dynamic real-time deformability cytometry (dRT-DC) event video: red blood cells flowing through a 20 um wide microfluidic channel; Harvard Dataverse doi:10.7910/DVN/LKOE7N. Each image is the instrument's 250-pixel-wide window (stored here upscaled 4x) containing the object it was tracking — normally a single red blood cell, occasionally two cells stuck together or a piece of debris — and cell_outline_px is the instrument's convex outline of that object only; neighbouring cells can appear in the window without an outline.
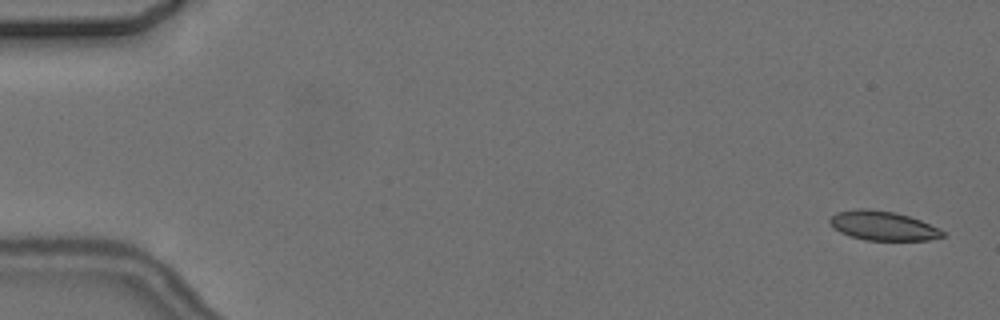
{"species": "common noctule bat (a hibernating species)", "species_latin": "Nyctalus noctula", "temperature_condition": "cold", "stored_images_in_passage": 7, "camera_frame_rate_fps": 3000, "um_per_image_px": 0.085, "animal": {"sex": "female", "body_mass_g": 24.6, "forearm_length_mm": 56.2}, "frame": {"image": 1, "passage_image": 1, "time_ms": 0.0, "image_size_px": [1000, 320], "cell_outline_px": [[944, 236], [928, 240], [864, 240], [840, 232], [828, 220], [836, 212], [856, 208], [868, 208], [896, 212], [920, 220], [944, 232]], "centroid_in_image_um": [75.02, 19.17], "position_along_channel_um": 10.0, "area_um2": 19.02}}
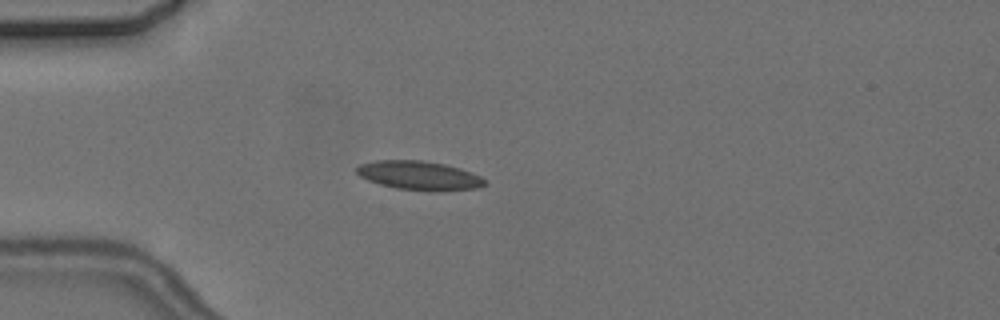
{"frame": {"image": 2, "passage_image": 5, "time_ms": 4.667, "image_size_px": [1000, 320], "cell_outline_px": [[488, 184], [476, 188], [440, 192], [396, 188], [380, 184], [368, 180], [360, 176], [356, 172], [356, 168], [360, 164], [376, 160], [420, 160], [444, 164], [460, 168], [480, 176], [488, 180]], "centroid_in_image_um": [35.67, 14.92], "position_along_channel_um": 49.3, "area_um2": 21.73}}
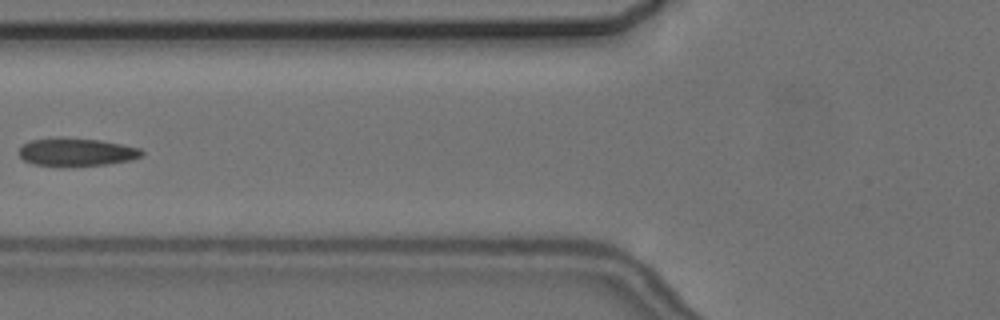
{"frame": {"image": 3, "passage_image": 7, "time_ms": 7.0, "image_size_px": [1000, 320], "cell_outline_px": [[144, 156], [132, 160], [104, 164], [32, 164], [24, 160], [20, 156], [20, 148], [24, 144], [32, 140], [100, 140], [140, 148], [144, 152]], "centroid_in_image_um": [6.6, 12.94], "position_along_channel_um": 119.2, "area_um2": 18.55}}